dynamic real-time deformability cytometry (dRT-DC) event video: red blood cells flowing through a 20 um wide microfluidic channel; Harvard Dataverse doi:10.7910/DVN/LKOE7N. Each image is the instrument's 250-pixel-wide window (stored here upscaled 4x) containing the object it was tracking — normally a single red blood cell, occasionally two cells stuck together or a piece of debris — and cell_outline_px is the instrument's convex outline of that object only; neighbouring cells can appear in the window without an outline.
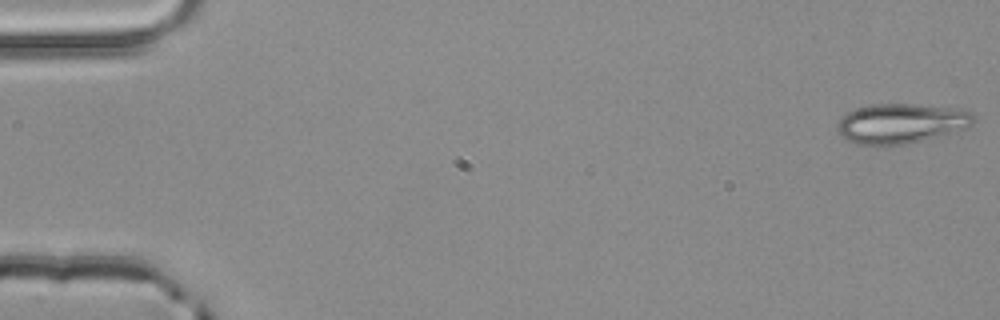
{"species": "common noctule bat (a hibernating species)", "species_latin": "Nyctalus noctula", "temperature_condition": "room temperature", "stored_images_in_passage": 4, "camera_frame_rate_fps": 3000, "um_per_image_px": 0.085, "animal": {"sex": "male", "body_mass_g": 20.4}, "frame": {"image": 1, "passage_image": 1, "time_ms": 0.0, "image_size_px": [1000, 320], "cell_outline_px": [[976, 120], [968, 128], [908, 144], [888, 148], [856, 144], [844, 140], [840, 136], [836, 128], [836, 124], [848, 112], [872, 104], [916, 104], [960, 108], [972, 112]], "centroid_in_image_um": [76.59, 10.53], "position_along_channel_um": 8.4, "area_um2": 32.48}}